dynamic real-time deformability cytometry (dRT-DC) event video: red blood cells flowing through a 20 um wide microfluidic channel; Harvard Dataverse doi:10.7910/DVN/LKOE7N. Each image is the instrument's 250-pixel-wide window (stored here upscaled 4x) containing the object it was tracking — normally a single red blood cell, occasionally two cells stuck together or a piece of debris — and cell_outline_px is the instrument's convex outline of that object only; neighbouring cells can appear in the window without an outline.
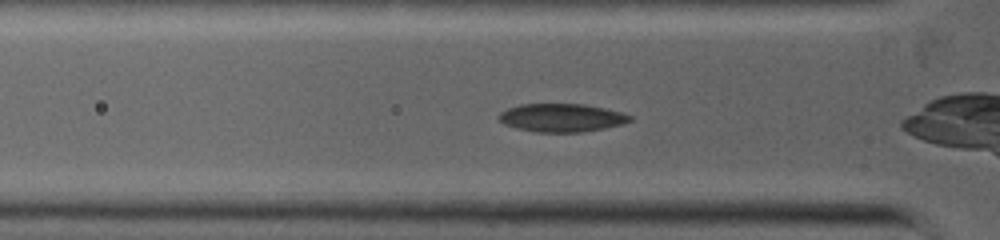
{"species": "common noctule bat (a hibernating species)", "species_latin": "Nyctalus noctula", "temperature_condition": "warm", "stored_images_in_passage": 28, "camera_frame_rate_fps": 5000, "um_per_image_px": 0.085, "animal": {"sex": "female", "body_mass_g": 19.0, "forearm_length_mm": 53.3}, "frame": {"image": 1, "passage_image": 5, "time_ms": 0.8, "image_size_px": [1000, 240], "cell_outline_px": [[632, 120], [624, 124], [604, 128], [580, 132], [536, 132], [516, 128], [504, 124], [496, 116], [500, 112], [508, 108], [520, 104], [584, 104], [604, 108], [620, 112], [632, 116]], "centroid_in_image_um": [47.72, 10.01], "position_along_channel_um": 78.1, "area_um2": 21.56}}
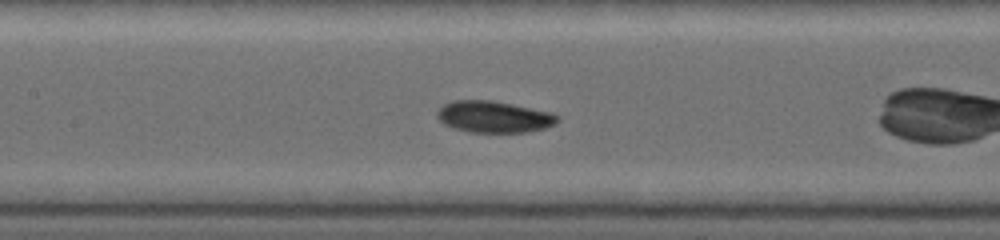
{"frame": {"image": 2, "passage_image": 13, "time_ms": 2.6, "image_size_px": [1000, 240], "cell_outline_px": [[560, 120], [556, 124], [544, 128], [528, 132], [468, 132], [444, 124], [436, 116], [436, 112], [444, 104], [452, 100], [492, 100], [552, 112], [560, 116]], "centroid_in_image_um": [42.01, 9.92], "position_along_channel_um": 165.4, "area_um2": 22.25}}
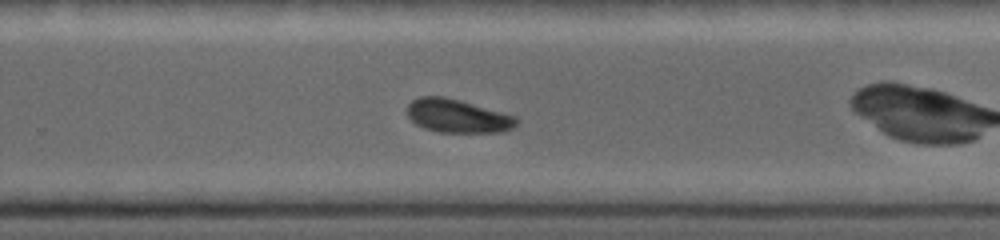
{"frame": {"image": 3, "passage_image": 26, "time_ms": 5.2, "image_size_px": [1000, 240], "cell_outline_px": [[520, 120], [512, 128], [504, 132], [440, 132], [424, 128], [416, 124], [408, 116], [408, 104], [412, 100], [420, 96], [444, 96], [460, 100], [516, 116]], "centroid_in_image_um": [38.91, 9.86], "position_along_channel_um": 290.9, "area_um2": 21.27}}